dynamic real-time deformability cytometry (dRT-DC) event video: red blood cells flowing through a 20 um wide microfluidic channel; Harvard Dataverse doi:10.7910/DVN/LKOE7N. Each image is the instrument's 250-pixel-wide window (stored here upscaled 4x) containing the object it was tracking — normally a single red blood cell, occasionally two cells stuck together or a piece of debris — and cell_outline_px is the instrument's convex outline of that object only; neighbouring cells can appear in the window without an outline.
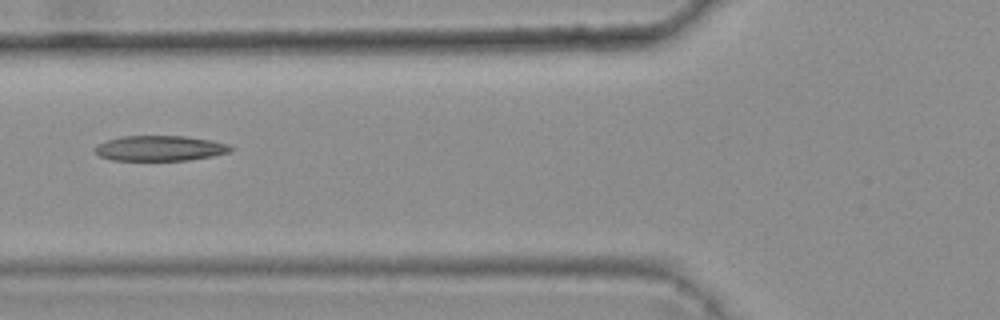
{"species": "common noctule bat (a hibernating species)", "species_latin": "Nyctalus noctula", "temperature_condition": "warm", "stored_images_in_passage": 8, "camera_frame_rate_fps": 3000, "um_per_image_px": 0.085, "animal": {"sex": "female", "body_mass_g": 25.1}, "frame": {"image": 1, "passage_image": 5, "time_ms": 1.333, "image_size_px": [1000, 320], "cell_outline_px": [[236, 148], [228, 152], [212, 156], [188, 160], [112, 160], [100, 156], [92, 148], [96, 144], [120, 136], [184, 136], [208, 140], [228, 144]], "centroid_in_image_um": [13.56, 12.6], "position_along_channel_um": 112.2, "area_um2": 19.94}}
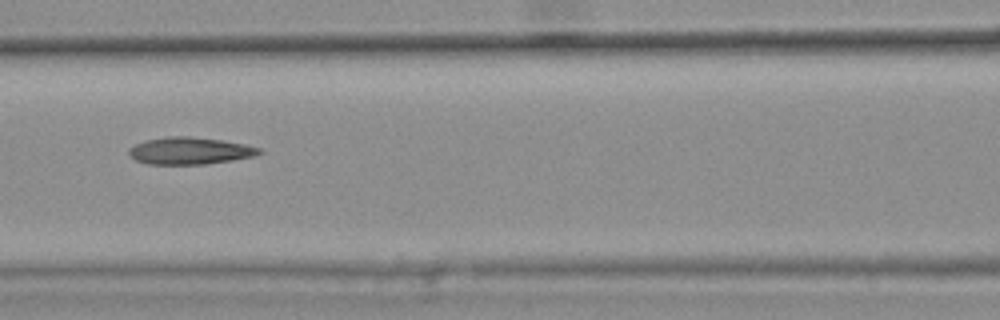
{"frame": {"image": 2, "passage_image": 6, "time_ms": 1.667, "image_size_px": [1000, 320], "cell_outline_px": [[264, 152], [252, 156], [232, 160], [204, 164], [148, 164], [136, 160], [128, 152], [128, 148], [144, 140], [168, 136], [188, 136], [220, 140], [244, 144], [260, 148]], "centroid_in_image_um": [16.11, 12.81], "position_along_channel_um": 150.5, "area_um2": 20.4}}